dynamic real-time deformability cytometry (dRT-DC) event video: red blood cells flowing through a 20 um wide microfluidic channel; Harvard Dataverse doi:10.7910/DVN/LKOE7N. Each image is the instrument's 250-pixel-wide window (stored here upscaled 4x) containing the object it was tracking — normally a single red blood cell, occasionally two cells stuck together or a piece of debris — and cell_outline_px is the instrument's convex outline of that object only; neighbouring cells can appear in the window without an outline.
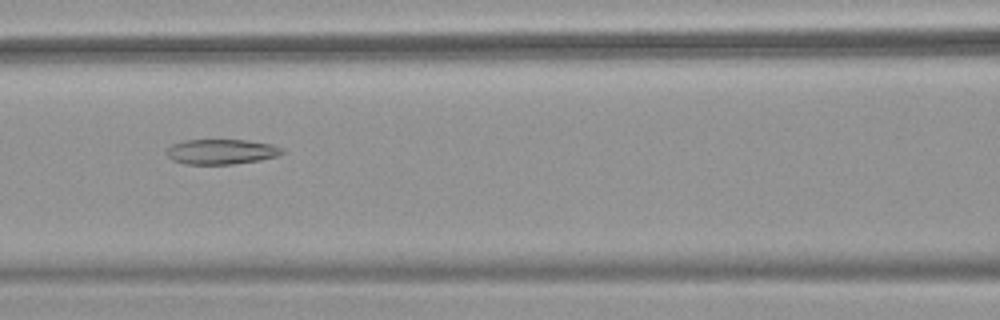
{"species": "common noctule bat (a hibernating species)", "species_latin": "Nyctalus noctula", "temperature_condition": "warm", "stored_images_in_passage": 43, "camera_frame_rate_fps": 3000, "um_per_image_px": 0.085, "animal": {"sex": "female", "body_mass_g": 18.4}, "frame": {"image": 1, "passage_image": 14, "time_ms": 4.333, "image_size_px": [1000, 320], "cell_outline_px": [[284, 152], [276, 156], [260, 160], [232, 164], [184, 164], [172, 160], [164, 152], [172, 144], [184, 140], [244, 140], [272, 144], [284, 148]], "centroid_in_image_um": [18.79, 12.89], "position_along_channel_um": 147.8, "area_um2": 16.94}}
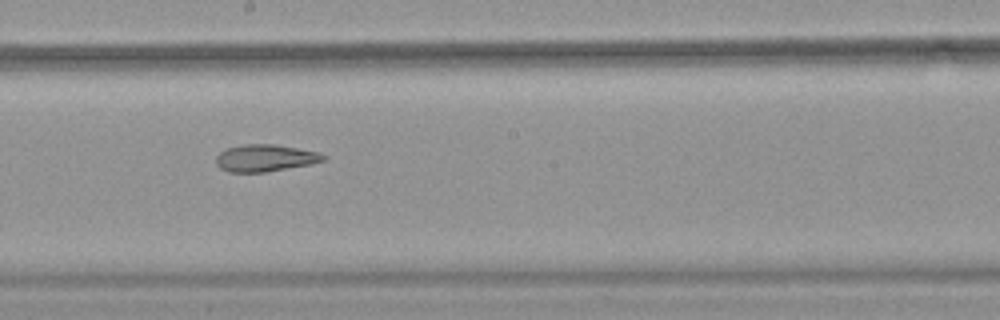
{"frame": {"image": 2, "passage_image": 20, "time_ms": 6.333, "image_size_px": [1000, 320], "cell_outline_px": [[328, 156], [324, 160], [308, 164], [264, 172], [228, 172], [220, 168], [216, 164], [216, 156], [220, 152], [228, 148], [244, 144], [276, 144], [320, 152]], "centroid_in_image_um": [22.53, 13.42], "position_along_channel_um": 225.7, "area_um2": 16.82}}
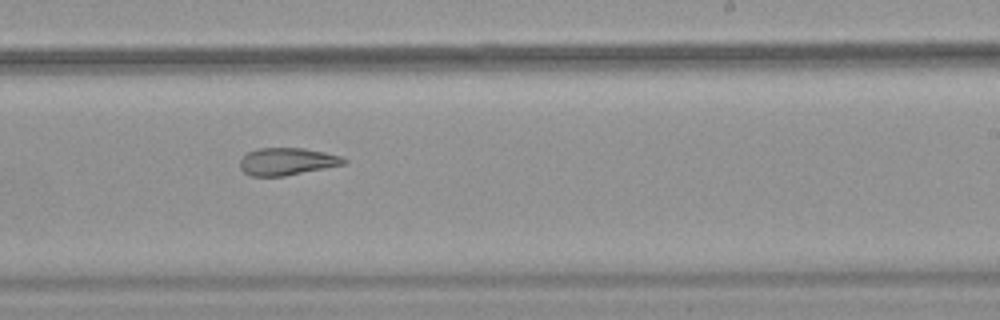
{"frame": {"image": 3, "passage_image": 23, "time_ms": 7.333, "image_size_px": [1000, 320], "cell_outline_px": [[348, 160], [344, 164], [284, 176], [252, 176], [244, 172], [240, 168], [240, 160], [248, 152], [256, 148], [304, 148], [324, 152], [340, 156]], "centroid_in_image_um": [24.37, 13.72], "position_along_channel_um": 264.6, "area_um2": 16.42}, "authors_computed_cell_mechanics": {"area_um2": 19.0162, "velocity_mm_per_s": 3.9061, "shape_relaxation_time_tau1_ms": null, "shape_relaxation_time_tau2_ms": 3.5063, "deformation_change_tau1": null, "deformation_change_tau2": 0.1261}}